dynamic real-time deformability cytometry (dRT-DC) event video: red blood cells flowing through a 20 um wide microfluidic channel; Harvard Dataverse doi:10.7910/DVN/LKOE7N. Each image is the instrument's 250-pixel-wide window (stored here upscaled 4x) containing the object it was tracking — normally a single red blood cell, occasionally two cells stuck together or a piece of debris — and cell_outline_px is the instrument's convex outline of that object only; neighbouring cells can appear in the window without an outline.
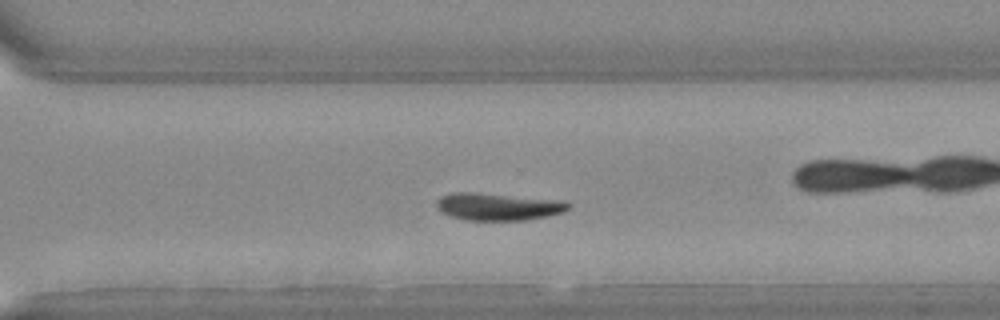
{"species": "Egyptian fruit bat (a non-hibernating species)", "species_latin": "Rousettus aegyptiacus", "temperature_condition": "warm", "stored_images_in_passage": 29, "camera_frame_rate_fps": 3000, "um_per_image_px": 0.085, "animal": {"sex": "female"}, "frame": {"image": 1, "passage_image": 17, "time_ms": 5.333, "image_size_px": [1000, 320], "cell_outline_px": [[572, 204], [568, 208], [560, 212], [544, 216], [524, 220], [468, 220], [452, 216], [444, 212], [436, 204], [436, 200], [440, 196], [452, 192], [472, 192], [564, 200]], "centroid_in_image_um": [42.33, 17.54], "position_along_channel_um": 328.3, "area_um2": 20.69}}